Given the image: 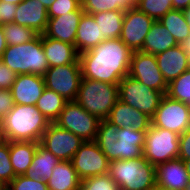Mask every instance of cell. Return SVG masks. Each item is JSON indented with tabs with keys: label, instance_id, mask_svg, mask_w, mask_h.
Masks as SVG:
<instances>
[{
	"label": "cell",
	"instance_id": "cell-48",
	"mask_svg": "<svg viewBox=\"0 0 190 190\" xmlns=\"http://www.w3.org/2000/svg\"><path fill=\"white\" fill-rule=\"evenodd\" d=\"M181 160H183V162H184L186 171H187L189 179H190V159H181Z\"/></svg>",
	"mask_w": 190,
	"mask_h": 190
},
{
	"label": "cell",
	"instance_id": "cell-20",
	"mask_svg": "<svg viewBox=\"0 0 190 190\" xmlns=\"http://www.w3.org/2000/svg\"><path fill=\"white\" fill-rule=\"evenodd\" d=\"M47 9L39 0H23L17 4L14 22L43 34L48 22Z\"/></svg>",
	"mask_w": 190,
	"mask_h": 190
},
{
	"label": "cell",
	"instance_id": "cell-1",
	"mask_svg": "<svg viewBox=\"0 0 190 190\" xmlns=\"http://www.w3.org/2000/svg\"><path fill=\"white\" fill-rule=\"evenodd\" d=\"M132 50L120 39H106L79 54L82 77L118 85L129 74Z\"/></svg>",
	"mask_w": 190,
	"mask_h": 190
},
{
	"label": "cell",
	"instance_id": "cell-5",
	"mask_svg": "<svg viewBox=\"0 0 190 190\" xmlns=\"http://www.w3.org/2000/svg\"><path fill=\"white\" fill-rule=\"evenodd\" d=\"M1 61L16 74L44 76L49 66L42 45V34L29 42L7 46Z\"/></svg>",
	"mask_w": 190,
	"mask_h": 190
},
{
	"label": "cell",
	"instance_id": "cell-9",
	"mask_svg": "<svg viewBox=\"0 0 190 190\" xmlns=\"http://www.w3.org/2000/svg\"><path fill=\"white\" fill-rule=\"evenodd\" d=\"M100 119L88 113L76 101H68L59 117L54 121L85 141H95Z\"/></svg>",
	"mask_w": 190,
	"mask_h": 190
},
{
	"label": "cell",
	"instance_id": "cell-51",
	"mask_svg": "<svg viewBox=\"0 0 190 190\" xmlns=\"http://www.w3.org/2000/svg\"><path fill=\"white\" fill-rule=\"evenodd\" d=\"M141 0H129V2L134 6L136 7L137 4L140 2Z\"/></svg>",
	"mask_w": 190,
	"mask_h": 190
},
{
	"label": "cell",
	"instance_id": "cell-4",
	"mask_svg": "<svg viewBox=\"0 0 190 190\" xmlns=\"http://www.w3.org/2000/svg\"><path fill=\"white\" fill-rule=\"evenodd\" d=\"M108 174L120 190H150L156 186V168L144 156L110 161Z\"/></svg>",
	"mask_w": 190,
	"mask_h": 190
},
{
	"label": "cell",
	"instance_id": "cell-8",
	"mask_svg": "<svg viewBox=\"0 0 190 190\" xmlns=\"http://www.w3.org/2000/svg\"><path fill=\"white\" fill-rule=\"evenodd\" d=\"M144 159L157 166L179 156V135L167 129L150 126L143 147Z\"/></svg>",
	"mask_w": 190,
	"mask_h": 190
},
{
	"label": "cell",
	"instance_id": "cell-12",
	"mask_svg": "<svg viewBox=\"0 0 190 190\" xmlns=\"http://www.w3.org/2000/svg\"><path fill=\"white\" fill-rule=\"evenodd\" d=\"M78 177L82 180L104 175L109 171V160L95 141H85L71 159Z\"/></svg>",
	"mask_w": 190,
	"mask_h": 190
},
{
	"label": "cell",
	"instance_id": "cell-39",
	"mask_svg": "<svg viewBox=\"0 0 190 190\" xmlns=\"http://www.w3.org/2000/svg\"><path fill=\"white\" fill-rule=\"evenodd\" d=\"M17 75L0 60V89L10 90Z\"/></svg>",
	"mask_w": 190,
	"mask_h": 190
},
{
	"label": "cell",
	"instance_id": "cell-21",
	"mask_svg": "<svg viewBox=\"0 0 190 190\" xmlns=\"http://www.w3.org/2000/svg\"><path fill=\"white\" fill-rule=\"evenodd\" d=\"M155 58L167 84L189 69L188 54L184 51L181 45L167 49L166 51L155 55Z\"/></svg>",
	"mask_w": 190,
	"mask_h": 190
},
{
	"label": "cell",
	"instance_id": "cell-3",
	"mask_svg": "<svg viewBox=\"0 0 190 190\" xmlns=\"http://www.w3.org/2000/svg\"><path fill=\"white\" fill-rule=\"evenodd\" d=\"M50 123L35 105L15 104L4 116L0 139L40 142Z\"/></svg>",
	"mask_w": 190,
	"mask_h": 190
},
{
	"label": "cell",
	"instance_id": "cell-18",
	"mask_svg": "<svg viewBox=\"0 0 190 190\" xmlns=\"http://www.w3.org/2000/svg\"><path fill=\"white\" fill-rule=\"evenodd\" d=\"M156 186L164 190H184L190 181L183 160L175 158L156 167Z\"/></svg>",
	"mask_w": 190,
	"mask_h": 190
},
{
	"label": "cell",
	"instance_id": "cell-6",
	"mask_svg": "<svg viewBox=\"0 0 190 190\" xmlns=\"http://www.w3.org/2000/svg\"><path fill=\"white\" fill-rule=\"evenodd\" d=\"M119 100L118 85L82 78L76 102L100 120L107 119Z\"/></svg>",
	"mask_w": 190,
	"mask_h": 190
},
{
	"label": "cell",
	"instance_id": "cell-29",
	"mask_svg": "<svg viewBox=\"0 0 190 190\" xmlns=\"http://www.w3.org/2000/svg\"><path fill=\"white\" fill-rule=\"evenodd\" d=\"M174 37L178 45L190 36V27L183 10L173 9L158 20Z\"/></svg>",
	"mask_w": 190,
	"mask_h": 190
},
{
	"label": "cell",
	"instance_id": "cell-11",
	"mask_svg": "<svg viewBox=\"0 0 190 190\" xmlns=\"http://www.w3.org/2000/svg\"><path fill=\"white\" fill-rule=\"evenodd\" d=\"M43 77L46 88L58 93L67 101L76 100L83 78L80 64L49 67Z\"/></svg>",
	"mask_w": 190,
	"mask_h": 190
},
{
	"label": "cell",
	"instance_id": "cell-45",
	"mask_svg": "<svg viewBox=\"0 0 190 190\" xmlns=\"http://www.w3.org/2000/svg\"><path fill=\"white\" fill-rule=\"evenodd\" d=\"M180 45L188 54V68L190 69V36H188Z\"/></svg>",
	"mask_w": 190,
	"mask_h": 190
},
{
	"label": "cell",
	"instance_id": "cell-50",
	"mask_svg": "<svg viewBox=\"0 0 190 190\" xmlns=\"http://www.w3.org/2000/svg\"><path fill=\"white\" fill-rule=\"evenodd\" d=\"M3 122H4V116L0 114V138H1L2 129H3Z\"/></svg>",
	"mask_w": 190,
	"mask_h": 190
},
{
	"label": "cell",
	"instance_id": "cell-52",
	"mask_svg": "<svg viewBox=\"0 0 190 190\" xmlns=\"http://www.w3.org/2000/svg\"><path fill=\"white\" fill-rule=\"evenodd\" d=\"M150 190H164V189H162V188H160V187H158V186H154V187L151 188Z\"/></svg>",
	"mask_w": 190,
	"mask_h": 190
},
{
	"label": "cell",
	"instance_id": "cell-47",
	"mask_svg": "<svg viewBox=\"0 0 190 190\" xmlns=\"http://www.w3.org/2000/svg\"><path fill=\"white\" fill-rule=\"evenodd\" d=\"M183 12H184L186 21L190 27V6L187 9L183 10Z\"/></svg>",
	"mask_w": 190,
	"mask_h": 190
},
{
	"label": "cell",
	"instance_id": "cell-56",
	"mask_svg": "<svg viewBox=\"0 0 190 190\" xmlns=\"http://www.w3.org/2000/svg\"><path fill=\"white\" fill-rule=\"evenodd\" d=\"M78 2H80L81 4L84 2V0H77Z\"/></svg>",
	"mask_w": 190,
	"mask_h": 190
},
{
	"label": "cell",
	"instance_id": "cell-40",
	"mask_svg": "<svg viewBox=\"0 0 190 190\" xmlns=\"http://www.w3.org/2000/svg\"><path fill=\"white\" fill-rule=\"evenodd\" d=\"M15 105L11 90L0 89V114L5 116Z\"/></svg>",
	"mask_w": 190,
	"mask_h": 190
},
{
	"label": "cell",
	"instance_id": "cell-41",
	"mask_svg": "<svg viewBox=\"0 0 190 190\" xmlns=\"http://www.w3.org/2000/svg\"><path fill=\"white\" fill-rule=\"evenodd\" d=\"M179 159H190V128L179 135Z\"/></svg>",
	"mask_w": 190,
	"mask_h": 190
},
{
	"label": "cell",
	"instance_id": "cell-30",
	"mask_svg": "<svg viewBox=\"0 0 190 190\" xmlns=\"http://www.w3.org/2000/svg\"><path fill=\"white\" fill-rule=\"evenodd\" d=\"M67 102L61 95L45 87L35 106L50 122H54Z\"/></svg>",
	"mask_w": 190,
	"mask_h": 190
},
{
	"label": "cell",
	"instance_id": "cell-27",
	"mask_svg": "<svg viewBox=\"0 0 190 190\" xmlns=\"http://www.w3.org/2000/svg\"><path fill=\"white\" fill-rule=\"evenodd\" d=\"M59 162L61 161L57 157L39 143L30 169L25 175L36 181H48Z\"/></svg>",
	"mask_w": 190,
	"mask_h": 190
},
{
	"label": "cell",
	"instance_id": "cell-23",
	"mask_svg": "<svg viewBox=\"0 0 190 190\" xmlns=\"http://www.w3.org/2000/svg\"><path fill=\"white\" fill-rule=\"evenodd\" d=\"M105 41L93 15L83 13L76 32L75 48L78 54L89 51Z\"/></svg>",
	"mask_w": 190,
	"mask_h": 190
},
{
	"label": "cell",
	"instance_id": "cell-49",
	"mask_svg": "<svg viewBox=\"0 0 190 190\" xmlns=\"http://www.w3.org/2000/svg\"><path fill=\"white\" fill-rule=\"evenodd\" d=\"M23 0H0V2L12 3V4H19Z\"/></svg>",
	"mask_w": 190,
	"mask_h": 190
},
{
	"label": "cell",
	"instance_id": "cell-42",
	"mask_svg": "<svg viewBox=\"0 0 190 190\" xmlns=\"http://www.w3.org/2000/svg\"><path fill=\"white\" fill-rule=\"evenodd\" d=\"M2 26L4 24L12 23L15 19L17 4L0 2Z\"/></svg>",
	"mask_w": 190,
	"mask_h": 190
},
{
	"label": "cell",
	"instance_id": "cell-37",
	"mask_svg": "<svg viewBox=\"0 0 190 190\" xmlns=\"http://www.w3.org/2000/svg\"><path fill=\"white\" fill-rule=\"evenodd\" d=\"M5 190H48L47 182L44 180H34L26 175L16 176Z\"/></svg>",
	"mask_w": 190,
	"mask_h": 190
},
{
	"label": "cell",
	"instance_id": "cell-32",
	"mask_svg": "<svg viewBox=\"0 0 190 190\" xmlns=\"http://www.w3.org/2000/svg\"><path fill=\"white\" fill-rule=\"evenodd\" d=\"M134 7L129 0H84L82 9L84 13L94 14L107 11H126Z\"/></svg>",
	"mask_w": 190,
	"mask_h": 190
},
{
	"label": "cell",
	"instance_id": "cell-53",
	"mask_svg": "<svg viewBox=\"0 0 190 190\" xmlns=\"http://www.w3.org/2000/svg\"><path fill=\"white\" fill-rule=\"evenodd\" d=\"M184 190H190V181L187 183L186 188Z\"/></svg>",
	"mask_w": 190,
	"mask_h": 190
},
{
	"label": "cell",
	"instance_id": "cell-44",
	"mask_svg": "<svg viewBox=\"0 0 190 190\" xmlns=\"http://www.w3.org/2000/svg\"><path fill=\"white\" fill-rule=\"evenodd\" d=\"M7 47L6 39L3 34V26H0V60L2 58L3 52Z\"/></svg>",
	"mask_w": 190,
	"mask_h": 190
},
{
	"label": "cell",
	"instance_id": "cell-16",
	"mask_svg": "<svg viewBox=\"0 0 190 190\" xmlns=\"http://www.w3.org/2000/svg\"><path fill=\"white\" fill-rule=\"evenodd\" d=\"M84 13L82 5L75 11L55 18H49L43 33L46 37L60 40L75 46L76 32Z\"/></svg>",
	"mask_w": 190,
	"mask_h": 190
},
{
	"label": "cell",
	"instance_id": "cell-22",
	"mask_svg": "<svg viewBox=\"0 0 190 190\" xmlns=\"http://www.w3.org/2000/svg\"><path fill=\"white\" fill-rule=\"evenodd\" d=\"M42 45L49 67L66 64H80L79 54L74 45L42 34Z\"/></svg>",
	"mask_w": 190,
	"mask_h": 190
},
{
	"label": "cell",
	"instance_id": "cell-38",
	"mask_svg": "<svg viewBox=\"0 0 190 190\" xmlns=\"http://www.w3.org/2000/svg\"><path fill=\"white\" fill-rule=\"evenodd\" d=\"M82 4L77 0H56L48 9V18H55L77 10Z\"/></svg>",
	"mask_w": 190,
	"mask_h": 190
},
{
	"label": "cell",
	"instance_id": "cell-55",
	"mask_svg": "<svg viewBox=\"0 0 190 190\" xmlns=\"http://www.w3.org/2000/svg\"><path fill=\"white\" fill-rule=\"evenodd\" d=\"M0 190H5V187L0 183Z\"/></svg>",
	"mask_w": 190,
	"mask_h": 190
},
{
	"label": "cell",
	"instance_id": "cell-17",
	"mask_svg": "<svg viewBox=\"0 0 190 190\" xmlns=\"http://www.w3.org/2000/svg\"><path fill=\"white\" fill-rule=\"evenodd\" d=\"M44 89L45 81L43 76L18 74L10 90L15 104L36 105Z\"/></svg>",
	"mask_w": 190,
	"mask_h": 190
},
{
	"label": "cell",
	"instance_id": "cell-13",
	"mask_svg": "<svg viewBox=\"0 0 190 190\" xmlns=\"http://www.w3.org/2000/svg\"><path fill=\"white\" fill-rule=\"evenodd\" d=\"M84 141L72 132L51 122L43 133L40 144L60 161H71Z\"/></svg>",
	"mask_w": 190,
	"mask_h": 190
},
{
	"label": "cell",
	"instance_id": "cell-14",
	"mask_svg": "<svg viewBox=\"0 0 190 190\" xmlns=\"http://www.w3.org/2000/svg\"><path fill=\"white\" fill-rule=\"evenodd\" d=\"M128 75L152 89L167 93L168 84L157 65L155 55L133 51Z\"/></svg>",
	"mask_w": 190,
	"mask_h": 190
},
{
	"label": "cell",
	"instance_id": "cell-28",
	"mask_svg": "<svg viewBox=\"0 0 190 190\" xmlns=\"http://www.w3.org/2000/svg\"><path fill=\"white\" fill-rule=\"evenodd\" d=\"M124 12L120 10L92 14L100 29V36L106 39H118L123 26Z\"/></svg>",
	"mask_w": 190,
	"mask_h": 190
},
{
	"label": "cell",
	"instance_id": "cell-36",
	"mask_svg": "<svg viewBox=\"0 0 190 190\" xmlns=\"http://www.w3.org/2000/svg\"><path fill=\"white\" fill-rule=\"evenodd\" d=\"M80 190H120V188L107 173L82 179Z\"/></svg>",
	"mask_w": 190,
	"mask_h": 190
},
{
	"label": "cell",
	"instance_id": "cell-24",
	"mask_svg": "<svg viewBox=\"0 0 190 190\" xmlns=\"http://www.w3.org/2000/svg\"><path fill=\"white\" fill-rule=\"evenodd\" d=\"M177 45L178 43L166 27L159 21H155L144 39L141 52L157 55Z\"/></svg>",
	"mask_w": 190,
	"mask_h": 190
},
{
	"label": "cell",
	"instance_id": "cell-54",
	"mask_svg": "<svg viewBox=\"0 0 190 190\" xmlns=\"http://www.w3.org/2000/svg\"><path fill=\"white\" fill-rule=\"evenodd\" d=\"M0 26H2L1 8H0Z\"/></svg>",
	"mask_w": 190,
	"mask_h": 190
},
{
	"label": "cell",
	"instance_id": "cell-46",
	"mask_svg": "<svg viewBox=\"0 0 190 190\" xmlns=\"http://www.w3.org/2000/svg\"><path fill=\"white\" fill-rule=\"evenodd\" d=\"M48 9L56 0H39Z\"/></svg>",
	"mask_w": 190,
	"mask_h": 190
},
{
	"label": "cell",
	"instance_id": "cell-15",
	"mask_svg": "<svg viewBox=\"0 0 190 190\" xmlns=\"http://www.w3.org/2000/svg\"><path fill=\"white\" fill-rule=\"evenodd\" d=\"M155 20L137 7H132L124 12L123 26L120 39L132 51H141L144 39L149 33Z\"/></svg>",
	"mask_w": 190,
	"mask_h": 190
},
{
	"label": "cell",
	"instance_id": "cell-31",
	"mask_svg": "<svg viewBox=\"0 0 190 190\" xmlns=\"http://www.w3.org/2000/svg\"><path fill=\"white\" fill-rule=\"evenodd\" d=\"M7 46L20 45L34 39L38 34L31 28L12 22L3 25Z\"/></svg>",
	"mask_w": 190,
	"mask_h": 190
},
{
	"label": "cell",
	"instance_id": "cell-34",
	"mask_svg": "<svg viewBox=\"0 0 190 190\" xmlns=\"http://www.w3.org/2000/svg\"><path fill=\"white\" fill-rule=\"evenodd\" d=\"M172 1L173 0H141L136 7L155 21H158L166 13L173 10Z\"/></svg>",
	"mask_w": 190,
	"mask_h": 190
},
{
	"label": "cell",
	"instance_id": "cell-35",
	"mask_svg": "<svg viewBox=\"0 0 190 190\" xmlns=\"http://www.w3.org/2000/svg\"><path fill=\"white\" fill-rule=\"evenodd\" d=\"M15 177L10 161V141L0 139V183L6 187Z\"/></svg>",
	"mask_w": 190,
	"mask_h": 190
},
{
	"label": "cell",
	"instance_id": "cell-33",
	"mask_svg": "<svg viewBox=\"0 0 190 190\" xmlns=\"http://www.w3.org/2000/svg\"><path fill=\"white\" fill-rule=\"evenodd\" d=\"M166 95L183 103H190V69L168 84Z\"/></svg>",
	"mask_w": 190,
	"mask_h": 190
},
{
	"label": "cell",
	"instance_id": "cell-10",
	"mask_svg": "<svg viewBox=\"0 0 190 190\" xmlns=\"http://www.w3.org/2000/svg\"><path fill=\"white\" fill-rule=\"evenodd\" d=\"M151 125L181 135L190 128L189 105L165 94L151 118Z\"/></svg>",
	"mask_w": 190,
	"mask_h": 190
},
{
	"label": "cell",
	"instance_id": "cell-2",
	"mask_svg": "<svg viewBox=\"0 0 190 190\" xmlns=\"http://www.w3.org/2000/svg\"><path fill=\"white\" fill-rule=\"evenodd\" d=\"M146 132L133 128H117L107 119L99 123L95 142L109 161L128 160L143 156Z\"/></svg>",
	"mask_w": 190,
	"mask_h": 190
},
{
	"label": "cell",
	"instance_id": "cell-26",
	"mask_svg": "<svg viewBox=\"0 0 190 190\" xmlns=\"http://www.w3.org/2000/svg\"><path fill=\"white\" fill-rule=\"evenodd\" d=\"M40 142L10 141V161L15 175H25L30 169Z\"/></svg>",
	"mask_w": 190,
	"mask_h": 190
},
{
	"label": "cell",
	"instance_id": "cell-43",
	"mask_svg": "<svg viewBox=\"0 0 190 190\" xmlns=\"http://www.w3.org/2000/svg\"><path fill=\"white\" fill-rule=\"evenodd\" d=\"M173 9L185 10L190 6V0H173Z\"/></svg>",
	"mask_w": 190,
	"mask_h": 190
},
{
	"label": "cell",
	"instance_id": "cell-25",
	"mask_svg": "<svg viewBox=\"0 0 190 190\" xmlns=\"http://www.w3.org/2000/svg\"><path fill=\"white\" fill-rule=\"evenodd\" d=\"M47 182L48 190H80L81 179L71 161H61Z\"/></svg>",
	"mask_w": 190,
	"mask_h": 190
},
{
	"label": "cell",
	"instance_id": "cell-7",
	"mask_svg": "<svg viewBox=\"0 0 190 190\" xmlns=\"http://www.w3.org/2000/svg\"><path fill=\"white\" fill-rule=\"evenodd\" d=\"M119 100L152 118L164 93L152 89L139 80L126 75L118 84Z\"/></svg>",
	"mask_w": 190,
	"mask_h": 190
},
{
	"label": "cell",
	"instance_id": "cell-19",
	"mask_svg": "<svg viewBox=\"0 0 190 190\" xmlns=\"http://www.w3.org/2000/svg\"><path fill=\"white\" fill-rule=\"evenodd\" d=\"M117 128H133L136 131L147 132L151 126V118L132 106L118 100L107 118Z\"/></svg>",
	"mask_w": 190,
	"mask_h": 190
}]
</instances>
